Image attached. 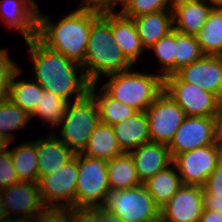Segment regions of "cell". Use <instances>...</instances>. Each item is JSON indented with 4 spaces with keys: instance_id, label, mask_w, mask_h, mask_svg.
I'll return each instance as SVG.
<instances>
[{
    "instance_id": "obj_1",
    "label": "cell",
    "mask_w": 222,
    "mask_h": 222,
    "mask_svg": "<svg viewBox=\"0 0 222 222\" xmlns=\"http://www.w3.org/2000/svg\"><path fill=\"white\" fill-rule=\"evenodd\" d=\"M34 62L33 71L36 81L43 90H47L70 102L83 98L88 92L90 82L87 80L82 65L67 59L61 53L46 48L36 38L25 40ZM80 70V71H79ZM80 75H78V73Z\"/></svg>"
},
{
    "instance_id": "obj_2",
    "label": "cell",
    "mask_w": 222,
    "mask_h": 222,
    "mask_svg": "<svg viewBox=\"0 0 222 222\" xmlns=\"http://www.w3.org/2000/svg\"><path fill=\"white\" fill-rule=\"evenodd\" d=\"M99 15L93 11L76 9L54 23L38 10L36 39L46 48L82 65L91 24Z\"/></svg>"
},
{
    "instance_id": "obj_3",
    "label": "cell",
    "mask_w": 222,
    "mask_h": 222,
    "mask_svg": "<svg viewBox=\"0 0 222 222\" xmlns=\"http://www.w3.org/2000/svg\"><path fill=\"white\" fill-rule=\"evenodd\" d=\"M132 67L114 40L110 13L100 14L91 24L86 56L82 64L87 80L90 84H98L101 74L106 77Z\"/></svg>"
},
{
    "instance_id": "obj_4",
    "label": "cell",
    "mask_w": 222,
    "mask_h": 222,
    "mask_svg": "<svg viewBox=\"0 0 222 222\" xmlns=\"http://www.w3.org/2000/svg\"><path fill=\"white\" fill-rule=\"evenodd\" d=\"M102 89L112 98L145 111L164 90V78L161 74L132 72V68L107 76Z\"/></svg>"
},
{
    "instance_id": "obj_5",
    "label": "cell",
    "mask_w": 222,
    "mask_h": 222,
    "mask_svg": "<svg viewBox=\"0 0 222 222\" xmlns=\"http://www.w3.org/2000/svg\"><path fill=\"white\" fill-rule=\"evenodd\" d=\"M72 102L67 104L60 125L61 137L58 138L78 154L86 148L92 132L100 123V117L97 103L89 92L83 98Z\"/></svg>"
},
{
    "instance_id": "obj_6",
    "label": "cell",
    "mask_w": 222,
    "mask_h": 222,
    "mask_svg": "<svg viewBox=\"0 0 222 222\" xmlns=\"http://www.w3.org/2000/svg\"><path fill=\"white\" fill-rule=\"evenodd\" d=\"M101 207L125 222H160V208L144 184L119 191L110 190Z\"/></svg>"
},
{
    "instance_id": "obj_7",
    "label": "cell",
    "mask_w": 222,
    "mask_h": 222,
    "mask_svg": "<svg viewBox=\"0 0 222 222\" xmlns=\"http://www.w3.org/2000/svg\"><path fill=\"white\" fill-rule=\"evenodd\" d=\"M107 161L78 153L75 208L101 207L110 191Z\"/></svg>"
},
{
    "instance_id": "obj_8",
    "label": "cell",
    "mask_w": 222,
    "mask_h": 222,
    "mask_svg": "<svg viewBox=\"0 0 222 222\" xmlns=\"http://www.w3.org/2000/svg\"><path fill=\"white\" fill-rule=\"evenodd\" d=\"M164 91L186 116L217 117L221 100L198 85L182 81L175 73L164 77Z\"/></svg>"
},
{
    "instance_id": "obj_9",
    "label": "cell",
    "mask_w": 222,
    "mask_h": 222,
    "mask_svg": "<svg viewBox=\"0 0 222 222\" xmlns=\"http://www.w3.org/2000/svg\"><path fill=\"white\" fill-rule=\"evenodd\" d=\"M78 181V154L58 171L38 180L40 197L45 208H75Z\"/></svg>"
},
{
    "instance_id": "obj_10",
    "label": "cell",
    "mask_w": 222,
    "mask_h": 222,
    "mask_svg": "<svg viewBox=\"0 0 222 222\" xmlns=\"http://www.w3.org/2000/svg\"><path fill=\"white\" fill-rule=\"evenodd\" d=\"M222 159V143L177 154L172 158L183 184L203 187Z\"/></svg>"
},
{
    "instance_id": "obj_11",
    "label": "cell",
    "mask_w": 222,
    "mask_h": 222,
    "mask_svg": "<svg viewBox=\"0 0 222 222\" xmlns=\"http://www.w3.org/2000/svg\"><path fill=\"white\" fill-rule=\"evenodd\" d=\"M151 142L169 145L186 114L163 90L145 110Z\"/></svg>"
},
{
    "instance_id": "obj_12",
    "label": "cell",
    "mask_w": 222,
    "mask_h": 222,
    "mask_svg": "<svg viewBox=\"0 0 222 222\" xmlns=\"http://www.w3.org/2000/svg\"><path fill=\"white\" fill-rule=\"evenodd\" d=\"M218 142L217 117L186 116L168 148L173 158L177 154Z\"/></svg>"
},
{
    "instance_id": "obj_13",
    "label": "cell",
    "mask_w": 222,
    "mask_h": 222,
    "mask_svg": "<svg viewBox=\"0 0 222 222\" xmlns=\"http://www.w3.org/2000/svg\"><path fill=\"white\" fill-rule=\"evenodd\" d=\"M203 208V187L183 184L160 208V222H199Z\"/></svg>"
},
{
    "instance_id": "obj_14",
    "label": "cell",
    "mask_w": 222,
    "mask_h": 222,
    "mask_svg": "<svg viewBox=\"0 0 222 222\" xmlns=\"http://www.w3.org/2000/svg\"><path fill=\"white\" fill-rule=\"evenodd\" d=\"M175 74L182 81L198 85L222 101V56L204 55L181 67Z\"/></svg>"
},
{
    "instance_id": "obj_15",
    "label": "cell",
    "mask_w": 222,
    "mask_h": 222,
    "mask_svg": "<svg viewBox=\"0 0 222 222\" xmlns=\"http://www.w3.org/2000/svg\"><path fill=\"white\" fill-rule=\"evenodd\" d=\"M0 195L8 216L17 214L24 221L32 219L45 208L35 182L20 181L0 190Z\"/></svg>"
},
{
    "instance_id": "obj_16",
    "label": "cell",
    "mask_w": 222,
    "mask_h": 222,
    "mask_svg": "<svg viewBox=\"0 0 222 222\" xmlns=\"http://www.w3.org/2000/svg\"><path fill=\"white\" fill-rule=\"evenodd\" d=\"M38 10L34 0H0V19L25 40L36 38Z\"/></svg>"
},
{
    "instance_id": "obj_17",
    "label": "cell",
    "mask_w": 222,
    "mask_h": 222,
    "mask_svg": "<svg viewBox=\"0 0 222 222\" xmlns=\"http://www.w3.org/2000/svg\"><path fill=\"white\" fill-rule=\"evenodd\" d=\"M132 156L137 176L143 184L158 172L172 165L168 145L148 142L129 152Z\"/></svg>"
},
{
    "instance_id": "obj_18",
    "label": "cell",
    "mask_w": 222,
    "mask_h": 222,
    "mask_svg": "<svg viewBox=\"0 0 222 222\" xmlns=\"http://www.w3.org/2000/svg\"><path fill=\"white\" fill-rule=\"evenodd\" d=\"M36 152L38 157V180L42 176L58 171L76 155L54 132L46 138L36 140Z\"/></svg>"
},
{
    "instance_id": "obj_19",
    "label": "cell",
    "mask_w": 222,
    "mask_h": 222,
    "mask_svg": "<svg viewBox=\"0 0 222 222\" xmlns=\"http://www.w3.org/2000/svg\"><path fill=\"white\" fill-rule=\"evenodd\" d=\"M110 26L115 42L119 45L123 55L134 65L137 58L143 54L142 45L133 19L125 17L121 12L110 13Z\"/></svg>"
},
{
    "instance_id": "obj_20",
    "label": "cell",
    "mask_w": 222,
    "mask_h": 222,
    "mask_svg": "<svg viewBox=\"0 0 222 222\" xmlns=\"http://www.w3.org/2000/svg\"><path fill=\"white\" fill-rule=\"evenodd\" d=\"M132 19L145 50L174 30L173 10H162Z\"/></svg>"
},
{
    "instance_id": "obj_21",
    "label": "cell",
    "mask_w": 222,
    "mask_h": 222,
    "mask_svg": "<svg viewBox=\"0 0 222 222\" xmlns=\"http://www.w3.org/2000/svg\"><path fill=\"white\" fill-rule=\"evenodd\" d=\"M113 129L123 152L129 153L140 145L151 142L145 111H138L133 116L113 125Z\"/></svg>"
},
{
    "instance_id": "obj_22",
    "label": "cell",
    "mask_w": 222,
    "mask_h": 222,
    "mask_svg": "<svg viewBox=\"0 0 222 222\" xmlns=\"http://www.w3.org/2000/svg\"><path fill=\"white\" fill-rule=\"evenodd\" d=\"M174 29L196 36L203 28L212 7L205 0L188 1L173 7Z\"/></svg>"
},
{
    "instance_id": "obj_23",
    "label": "cell",
    "mask_w": 222,
    "mask_h": 222,
    "mask_svg": "<svg viewBox=\"0 0 222 222\" xmlns=\"http://www.w3.org/2000/svg\"><path fill=\"white\" fill-rule=\"evenodd\" d=\"M123 153L115 137L113 126L100 122L81 154L108 161Z\"/></svg>"
},
{
    "instance_id": "obj_24",
    "label": "cell",
    "mask_w": 222,
    "mask_h": 222,
    "mask_svg": "<svg viewBox=\"0 0 222 222\" xmlns=\"http://www.w3.org/2000/svg\"><path fill=\"white\" fill-rule=\"evenodd\" d=\"M107 170L110 190L119 191L142 184L130 153L124 152L108 160Z\"/></svg>"
},
{
    "instance_id": "obj_25",
    "label": "cell",
    "mask_w": 222,
    "mask_h": 222,
    "mask_svg": "<svg viewBox=\"0 0 222 222\" xmlns=\"http://www.w3.org/2000/svg\"><path fill=\"white\" fill-rule=\"evenodd\" d=\"M174 168V165H169L143 183L159 208L166 204L183 185L180 175Z\"/></svg>"
},
{
    "instance_id": "obj_26",
    "label": "cell",
    "mask_w": 222,
    "mask_h": 222,
    "mask_svg": "<svg viewBox=\"0 0 222 222\" xmlns=\"http://www.w3.org/2000/svg\"><path fill=\"white\" fill-rule=\"evenodd\" d=\"M96 85L97 83L90 84L89 93L97 103L101 123L113 126L138 112L133 107L110 97L102 88L101 93L97 94Z\"/></svg>"
},
{
    "instance_id": "obj_27",
    "label": "cell",
    "mask_w": 222,
    "mask_h": 222,
    "mask_svg": "<svg viewBox=\"0 0 222 222\" xmlns=\"http://www.w3.org/2000/svg\"><path fill=\"white\" fill-rule=\"evenodd\" d=\"M10 153L18 180L38 183L36 140L13 147Z\"/></svg>"
},
{
    "instance_id": "obj_28",
    "label": "cell",
    "mask_w": 222,
    "mask_h": 222,
    "mask_svg": "<svg viewBox=\"0 0 222 222\" xmlns=\"http://www.w3.org/2000/svg\"><path fill=\"white\" fill-rule=\"evenodd\" d=\"M21 70H19L10 83L7 91V97L21 109L31 115L39 103L40 93L43 88L33 79L31 80H17Z\"/></svg>"
},
{
    "instance_id": "obj_29",
    "label": "cell",
    "mask_w": 222,
    "mask_h": 222,
    "mask_svg": "<svg viewBox=\"0 0 222 222\" xmlns=\"http://www.w3.org/2000/svg\"><path fill=\"white\" fill-rule=\"evenodd\" d=\"M196 38L205 55L222 56V9L212 8Z\"/></svg>"
},
{
    "instance_id": "obj_30",
    "label": "cell",
    "mask_w": 222,
    "mask_h": 222,
    "mask_svg": "<svg viewBox=\"0 0 222 222\" xmlns=\"http://www.w3.org/2000/svg\"><path fill=\"white\" fill-rule=\"evenodd\" d=\"M30 120V115L7 96L0 102V135L11 143L15 137L10 132L26 127Z\"/></svg>"
},
{
    "instance_id": "obj_31",
    "label": "cell",
    "mask_w": 222,
    "mask_h": 222,
    "mask_svg": "<svg viewBox=\"0 0 222 222\" xmlns=\"http://www.w3.org/2000/svg\"><path fill=\"white\" fill-rule=\"evenodd\" d=\"M68 101L47 90L40 93V100L35 111L30 115L31 119L40 117L42 120L49 122L50 126L56 127L61 125L64 118ZM33 117V118H32Z\"/></svg>"
},
{
    "instance_id": "obj_32",
    "label": "cell",
    "mask_w": 222,
    "mask_h": 222,
    "mask_svg": "<svg viewBox=\"0 0 222 222\" xmlns=\"http://www.w3.org/2000/svg\"><path fill=\"white\" fill-rule=\"evenodd\" d=\"M204 55L196 36L183 34L175 30V72Z\"/></svg>"
},
{
    "instance_id": "obj_33",
    "label": "cell",
    "mask_w": 222,
    "mask_h": 222,
    "mask_svg": "<svg viewBox=\"0 0 222 222\" xmlns=\"http://www.w3.org/2000/svg\"><path fill=\"white\" fill-rule=\"evenodd\" d=\"M150 50H153L158 58L163 78L175 73V29L159 39Z\"/></svg>"
},
{
    "instance_id": "obj_34",
    "label": "cell",
    "mask_w": 222,
    "mask_h": 222,
    "mask_svg": "<svg viewBox=\"0 0 222 222\" xmlns=\"http://www.w3.org/2000/svg\"><path fill=\"white\" fill-rule=\"evenodd\" d=\"M172 9L168 0H127L119 12L132 19L141 15Z\"/></svg>"
},
{
    "instance_id": "obj_35",
    "label": "cell",
    "mask_w": 222,
    "mask_h": 222,
    "mask_svg": "<svg viewBox=\"0 0 222 222\" xmlns=\"http://www.w3.org/2000/svg\"><path fill=\"white\" fill-rule=\"evenodd\" d=\"M25 222H74V208H44Z\"/></svg>"
},
{
    "instance_id": "obj_36",
    "label": "cell",
    "mask_w": 222,
    "mask_h": 222,
    "mask_svg": "<svg viewBox=\"0 0 222 222\" xmlns=\"http://www.w3.org/2000/svg\"><path fill=\"white\" fill-rule=\"evenodd\" d=\"M18 182L20 181L13 166L10 149H7L0 153V190L6 189Z\"/></svg>"
},
{
    "instance_id": "obj_37",
    "label": "cell",
    "mask_w": 222,
    "mask_h": 222,
    "mask_svg": "<svg viewBox=\"0 0 222 222\" xmlns=\"http://www.w3.org/2000/svg\"><path fill=\"white\" fill-rule=\"evenodd\" d=\"M8 49L0 48V87L7 93L13 76L21 69L10 58Z\"/></svg>"
},
{
    "instance_id": "obj_38",
    "label": "cell",
    "mask_w": 222,
    "mask_h": 222,
    "mask_svg": "<svg viewBox=\"0 0 222 222\" xmlns=\"http://www.w3.org/2000/svg\"><path fill=\"white\" fill-rule=\"evenodd\" d=\"M77 10L93 11L99 14L115 13L118 0H81Z\"/></svg>"
},
{
    "instance_id": "obj_39",
    "label": "cell",
    "mask_w": 222,
    "mask_h": 222,
    "mask_svg": "<svg viewBox=\"0 0 222 222\" xmlns=\"http://www.w3.org/2000/svg\"><path fill=\"white\" fill-rule=\"evenodd\" d=\"M203 189L204 196L222 197V159L218 162L213 173L207 178Z\"/></svg>"
},
{
    "instance_id": "obj_40",
    "label": "cell",
    "mask_w": 222,
    "mask_h": 222,
    "mask_svg": "<svg viewBox=\"0 0 222 222\" xmlns=\"http://www.w3.org/2000/svg\"><path fill=\"white\" fill-rule=\"evenodd\" d=\"M74 222H101V207L74 208Z\"/></svg>"
},
{
    "instance_id": "obj_41",
    "label": "cell",
    "mask_w": 222,
    "mask_h": 222,
    "mask_svg": "<svg viewBox=\"0 0 222 222\" xmlns=\"http://www.w3.org/2000/svg\"><path fill=\"white\" fill-rule=\"evenodd\" d=\"M204 208L219 212L222 214V197L204 196Z\"/></svg>"
},
{
    "instance_id": "obj_42",
    "label": "cell",
    "mask_w": 222,
    "mask_h": 222,
    "mask_svg": "<svg viewBox=\"0 0 222 222\" xmlns=\"http://www.w3.org/2000/svg\"><path fill=\"white\" fill-rule=\"evenodd\" d=\"M199 222H222V214L203 208Z\"/></svg>"
},
{
    "instance_id": "obj_43",
    "label": "cell",
    "mask_w": 222,
    "mask_h": 222,
    "mask_svg": "<svg viewBox=\"0 0 222 222\" xmlns=\"http://www.w3.org/2000/svg\"><path fill=\"white\" fill-rule=\"evenodd\" d=\"M101 222H125L111 211L101 207Z\"/></svg>"
},
{
    "instance_id": "obj_44",
    "label": "cell",
    "mask_w": 222,
    "mask_h": 222,
    "mask_svg": "<svg viewBox=\"0 0 222 222\" xmlns=\"http://www.w3.org/2000/svg\"><path fill=\"white\" fill-rule=\"evenodd\" d=\"M217 127H218V139L222 143V101L220 103L219 112L217 116Z\"/></svg>"
},
{
    "instance_id": "obj_45",
    "label": "cell",
    "mask_w": 222,
    "mask_h": 222,
    "mask_svg": "<svg viewBox=\"0 0 222 222\" xmlns=\"http://www.w3.org/2000/svg\"><path fill=\"white\" fill-rule=\"evenodd\" d=\"M10 143L11 142L9 140H7L4 136L0 135V153L9 149L10 147L8 146Z\"/></svg>"
},
{
    "instance_id": "obj_46",
    "label": "cell",
    "mask_w": 222,
    "mask_h": 222,
    "mask_svg": "<svg viewBox=\"0 0 222 222\" xmlns=\"http://www.w3.org/2000/svg\"><path fill=\"white\" fill-rule=\"evenodd\" d=\"M212 8L222 9V0H205Z\"/></svg>"
},
{
    "instance_id": "obj_47",
    "label": "cell",
    "mask_w": 222,
    "mask_h": 222,
    "mask_svg": "<svg viewBox=\"0 0 222 222\" xmlns=\"http://www.w3.org/2000/svg\"><path fill=\"white\" fill-rule=\"evenodd\" d=\"M6 217H8V214H7L6 208L3 205L1 195H0V221Z\"/></svg>"
},
{
    "instance_id": "obj_48",
    "label": "cell",
    "mask_w": 222,
    "mask_h": 222,
    "mask_svg": "<svg viewBox=\"0 0 222 222\" xmlns=\"http://www.w3.org/2000/svg\"><path fill=\"white\" fill-rule=\"evenodd\" d=\"M0 222H25V221L20 219L19 216L18 217L8 216V217L2 219Z\"/></svg>"
},
{
    "instance_id": "obj_49",
    "label": "cell",
    "mask_w": 222,
    "mask_h": 222,
    "mask_svg": "<svg viewBox=\"0 0 222 222\" xmlns=\"http://www.w3.org/2000/svg\"><path fill=\"white\" fill-rule=\"evenodd\" d=\"M188 1H196V0H168L170 6L173 8L177 4L182 3V2H188Z\"/></svg>"
},
{
    "instance_id": "obj_50",
    "label": "cell",
    "mask_w": 222,
    "mask_h": 222,
    "mask_svg": "<svg viewBox=\"0 0 222 222\" xmlns=\"http://www.w3.org/2000/svg\"><path fill=\"white\" fill-rule=\"evenodd\" d=\"M7 93L0 87V102L6 97Z\"/></svg>"
},
{
    "instance_id": "obj_51",
    "label": "cell",
    "mask_w": 222,
    "mask_h": 222,
    "mask_svg": "<svg viewBox=\"0 0 222 222\" xmlns=\"http://www.w3.org/2000/svg\"><path fill=\"white\" fill-rule=\"evenodd\" d=\"M127 0H118V2H119V4L121 5V7H122V5L126 2Z\"/></svg>"
}]
</instances>
